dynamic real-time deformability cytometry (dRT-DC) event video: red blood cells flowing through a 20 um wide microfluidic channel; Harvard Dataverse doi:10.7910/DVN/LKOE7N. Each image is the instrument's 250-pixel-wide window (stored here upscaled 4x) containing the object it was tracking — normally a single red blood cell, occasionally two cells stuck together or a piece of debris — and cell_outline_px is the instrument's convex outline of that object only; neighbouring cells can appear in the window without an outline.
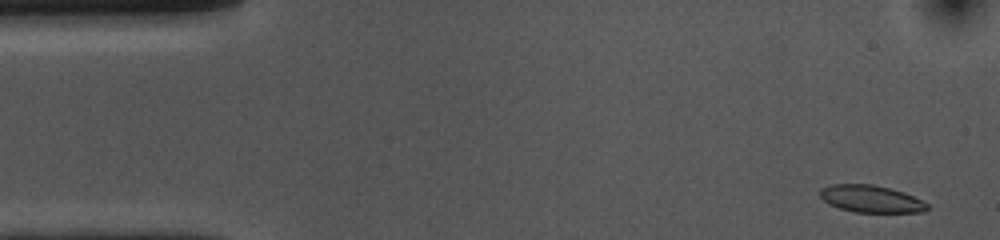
{"species": "common noctule bat (a hibernating species)", "species_latin": "Nyctalus noctula", "temperature_condition": "cold", "stored_images_in_passage": 52, "camera_frame_rate_fps": 3000, "um_per_image_px": 0.085, "animal": {"sex": "female", "body_mass_g": 10.0, "forearm_length_mm": 53.1}, "frame": {"image": 1, "passage_image": 1, "time_ms": 0.0, "image_size_px": [1000, 240], "cell_outline_px": [[928, 208], [924, 212], [852, 212], [828, 204], [820, 196], [820, 188], [828, 184], [872, 184], [904, 192], [928, 204]], "centroid_in_image_um": [73.99, 16.9], "position_along_channel_um": 11.0, "area_um2": 16.94}}
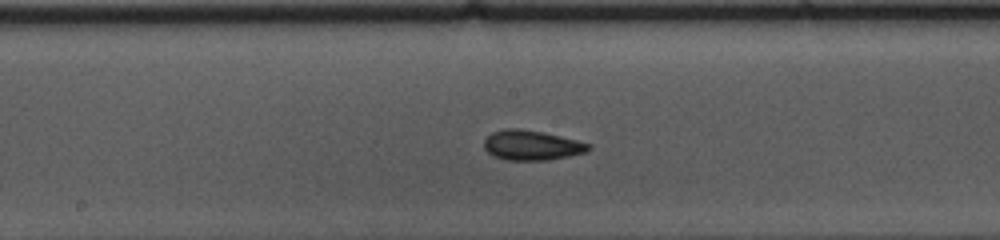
{"frame": {"image": 2, "passage_image": 25, "time_ms": 8.0, "image_size_px": [1000, 240], "cell_outline_px": [[592, 148], [588, 152], [548, 160], [508, 160], [492, 156], [484, 148], [484, 140], [492, 132], [504, 128], [516, 128], [544, 132], [592, 144]], "centroid_in_image_um": [45.2, 12.34], "position_along_channel_um": 203.0, "area_um2": 18.32}}
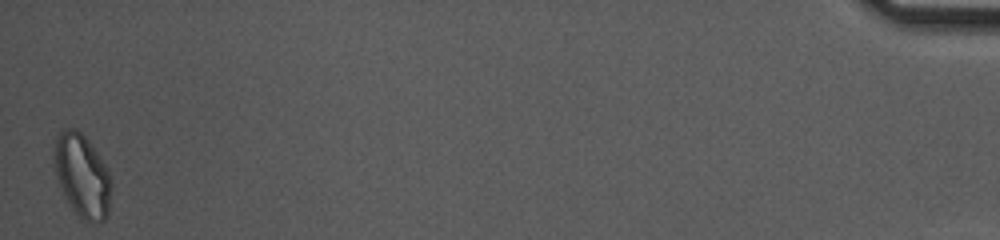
{"frame": {"image": 3, "passage_image": 52, "time_ms": 17.0, "image_size_px": [1000, 240], "cell_outline_px": [[112, 188], [108, 216], [104, 220], [96, 224], [92, 224], [80, 220], [64, 196], [56, 176], [52, 156], [56, 136], [64, 128], [76, 128], [88, 140], [108, 168], [112, 180]], "centroid_in_image_um": [7.0, 14.97], "position_along_channel_um": 428.2, "area_um2": 28.44}, "authors_computed_cell_mechanics": {"area_um2": 17.918, "velocity_mm_per_s": 3.6165, "shape_relaxation_time_tau1_ms": 5.1411, "shape_relaxation_time_tau2_ms": 2.6089, "deformation_change_tau1": 0.1291, "deformation_change_tau2": 0.078}}